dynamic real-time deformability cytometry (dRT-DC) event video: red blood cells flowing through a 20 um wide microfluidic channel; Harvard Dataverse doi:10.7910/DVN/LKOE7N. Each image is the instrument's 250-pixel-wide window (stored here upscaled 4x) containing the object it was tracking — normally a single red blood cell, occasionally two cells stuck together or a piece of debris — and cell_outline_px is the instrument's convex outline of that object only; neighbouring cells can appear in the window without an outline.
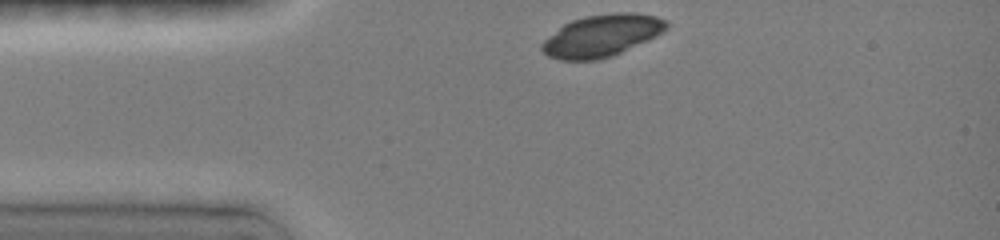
{"species": "common noctule bat (a hibernating species)", "species_latin": "Nyctalus noctula", "temperature_condition": "room temperature", "stored_images_in_passage": 21, "camera_frame_rate_fps": 3000, "um_per_image_px": 0.085, "animal": {"sex": "female", "body_mass_g": 19.0, "forearm_length_mm": 51.5}, "frame": {"image": 1, "passage_image": 1, "time_ms": 0.0, "image_size_px": [1000, 240], "cell_outline_px": [[668, 28], [620, 52], [608, 56], [592, 60], [560, 60], [548, 56], [540, 48], [540, 44], [548, 36], [564, 24], [572, 20], [584, 16], [616, 12], [636, 12], [656, 16], [668, 20]], "centroid_in_image_um": [51.1, 3.0], "position_along_channel_um": 33.9, "area_um2": 30.0}}